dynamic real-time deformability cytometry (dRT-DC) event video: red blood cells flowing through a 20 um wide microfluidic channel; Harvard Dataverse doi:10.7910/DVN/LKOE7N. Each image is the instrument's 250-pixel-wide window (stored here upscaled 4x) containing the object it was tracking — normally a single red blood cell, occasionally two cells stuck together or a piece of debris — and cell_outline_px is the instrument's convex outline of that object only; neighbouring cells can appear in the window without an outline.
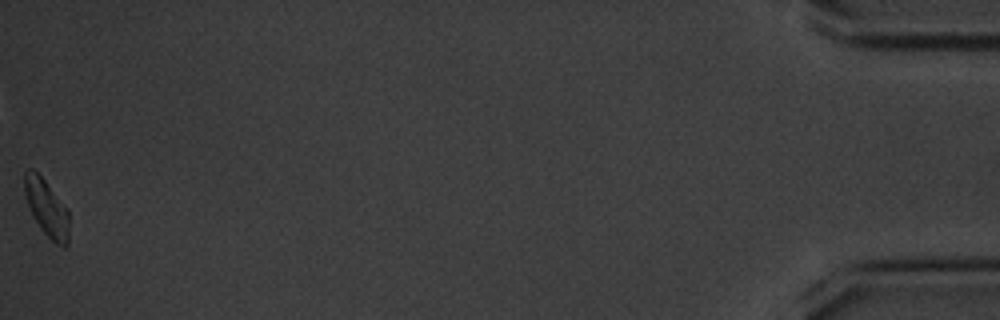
{"species": "common noctule bat (a hibernating species)", "species_latin": "Nyctalus noctula", "temperature_condition": "cold", "stored_images_in_passage": 48, "camera_frame_rate_fps": 3000, "um_per_image_px": 0.085, "animal": {"sex": "male", "body_mass_g": 20.1, "forearm_length_mm": 53.5}, "frame": {"image": 1, "passage_image": 48, "time_ms": 15.667, "image_size_px": [1000, 320], "cell_outline_px": [[68, 244], [64, 248], [56, 244], [40, 228], [32, 216], [24, 192], [24, 172], [28, 168], [32, 168], [44, 180], [68, 208]], "centroid_in_image_um": [3.96, 17.68], "position_along_channel_um": 431.2, "area_um2": 14.74}}